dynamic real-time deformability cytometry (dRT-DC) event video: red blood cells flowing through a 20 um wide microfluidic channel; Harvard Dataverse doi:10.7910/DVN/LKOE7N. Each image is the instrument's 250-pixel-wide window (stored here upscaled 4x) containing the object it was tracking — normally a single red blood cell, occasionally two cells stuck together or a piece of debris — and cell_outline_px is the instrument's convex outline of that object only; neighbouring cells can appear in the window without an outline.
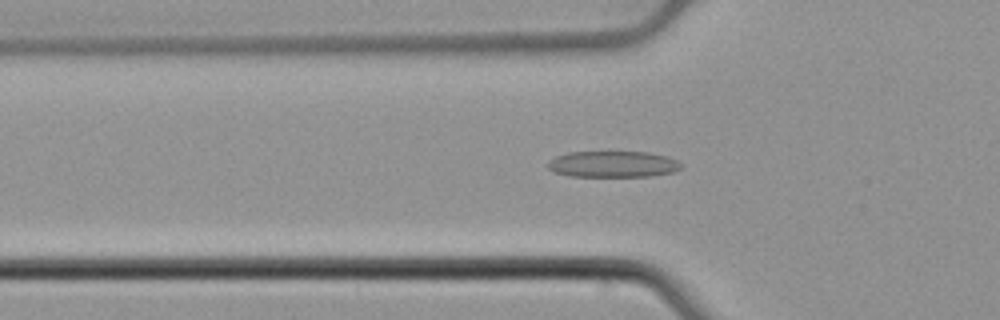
{"species": "common noctule bat (a hibernating species)", "species_latin": "Nyctalus noctula", "temperature_condition": "cold", "stored_images_in_passage": 52, "camera_frame_rate_fps": 3000, "um_per_image_px": 0.085, "animal": {"sex": "male", "body_mass_g": 21.5, "forearm_length_mm": 52.0}, "frame": {"image": 1, "passage_image": 17, "time_ms": 5.333, "image_size_px": [1000, 320], "cell_outline_px": [[684, 164], [680, 168], [672, 172], [652, 176], [568, 176], [552, 172], [548, 168], [548, 160], [556, 156], [568, 152], [648, 152], [664, 156], [676, 160]], "centroid_in_image_um": [52.06, 13.96], "position_along_channel_um": 73.7, "area_um2": 20.4}}
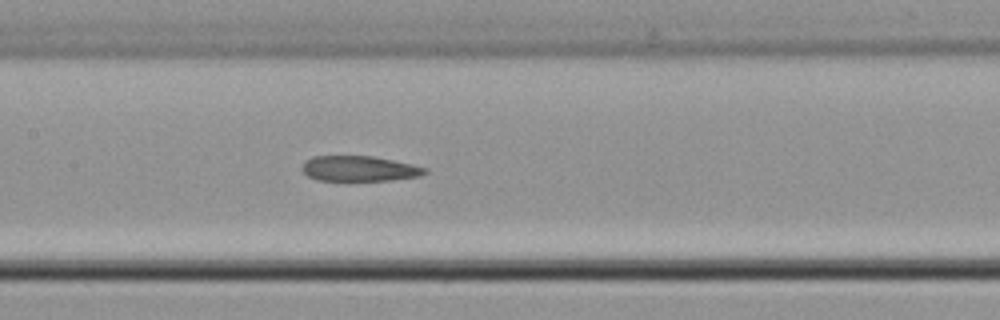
{"frame": {"image": 2, "passage_image": 25, "time_ms": 8.0, "image_size_px": [1000, 320], "cell_outline_px": [[428, 172], [420, 176], [392, 180], [316, 180], [308, 176], [300, 168], [312, 156], [372, 156], [412, 164], [428, 168]], "centroid_in_image_um": [30.56, 14.33], "position_along_channel_um": 176.8, "area_um2": 18.03}}
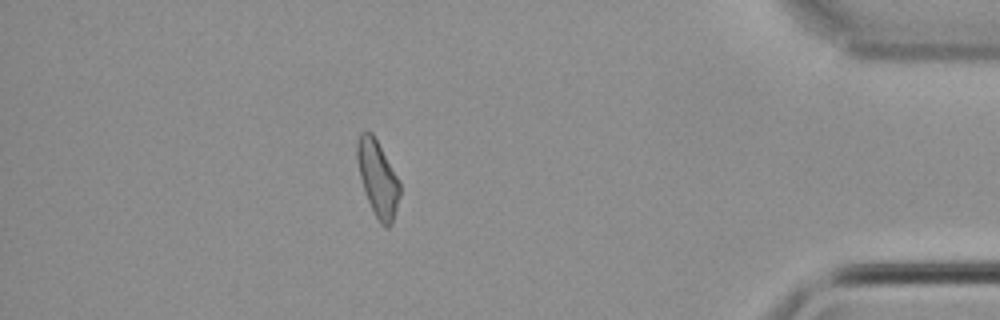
{"frame": {"image": 3, "passage_image": 46, "time_ms": 15.0, "image_size_px": [1000, 320], "cell_outline_px": [[400, 196], [392, 224], [388, 228], [384, 228], [380, 224], [364, 192], [356, 160], [356, 140], [360, 132], [372, 132], [400, 180]], "centroid_in_image_um": [32.1, 15.17], "position_along_channel_um": 403.1, "area_um2": 19.07}}